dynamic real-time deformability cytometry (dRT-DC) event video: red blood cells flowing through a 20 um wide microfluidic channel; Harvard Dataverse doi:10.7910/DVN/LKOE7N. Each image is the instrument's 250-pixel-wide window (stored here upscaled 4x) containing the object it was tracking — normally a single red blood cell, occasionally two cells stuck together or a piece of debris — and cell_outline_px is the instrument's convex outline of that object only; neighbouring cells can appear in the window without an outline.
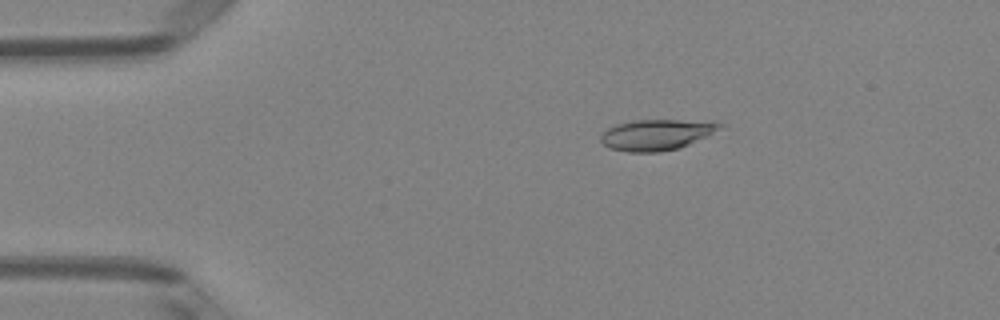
{"species": "Egyptian fruit bat (a non-hibernating species)", "species_latin": "Rousettus aegyptiacus", "temperature_condition": "room temperature", "stored_images_in_passage": 45, "camera_frame_rate_fps": 3000, "um_per_image_px": 0.085, "animal": {"sex": "female"}, "frame": {"image": 1, "passage_image": 4, "time_ms": 1.0, "image_size_px": [1000, 320], "cell_outline_px": [[724, 124], [720, 128], [680, 148], [660, 152], [628, 152], [608, 148], [600, 140], [600, 136], [608, 128], [616, 124], [636, 120], [716, 120]], "centroid_in_image_um": [55.8, 11.44], "position_along_channel_um": 29.2, "area_um2": 21.39}}
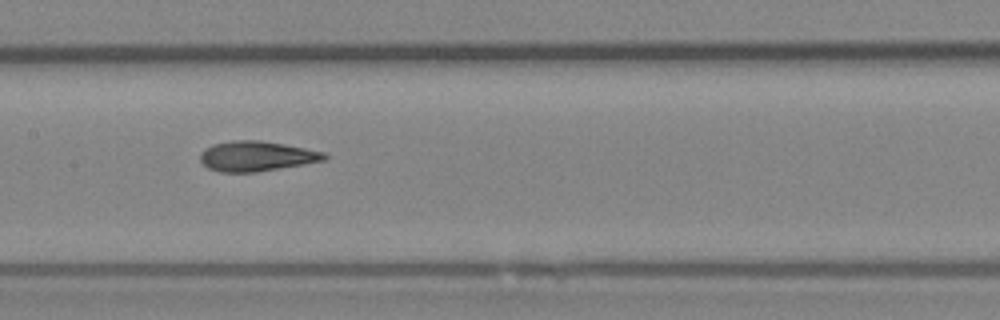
{"frame": {"image": 2, "passage_image": 20, "time_ms": 6.333, "image_size_px": [1000, 320], "cell_outline_px": [[328, 156], [324, 160], [304, 164], [256, 172], [220, 172], [208, 168], [200, 160], [200, 152], [204, 148], [212, 144], [232, 140], [260, 140], [284, 144], [324, 152]], "centroid_in_image_um": [21.76, 13.27], "position_along_channel_um": 185.6, "area_um2": 21.73}}
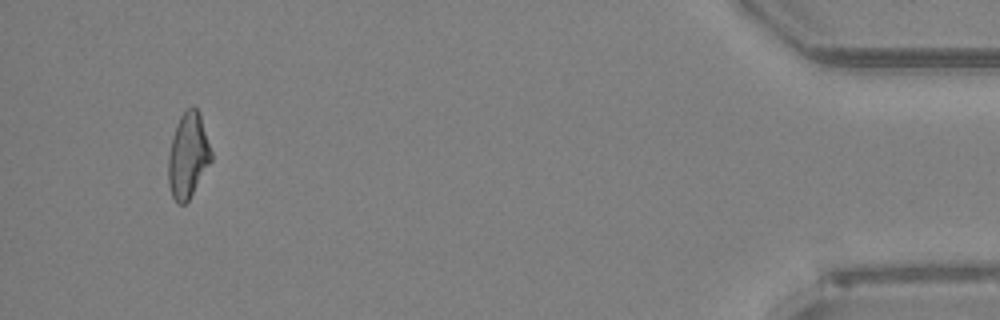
{"frame": {"image": 3, "passage_image": 43, "time_ms": 14.0, "image_size_px": [1000, 320], "cell_outline_px": [[212, 160], [188, 200], [184, 204], [176, 204], [172, 196], [168, 184], [168, 156], [172, 136], [176, 124], [180, 116], [188, 108], [196, 108], [200, 112], [212, 152]], "centroid_in_image_um": [15.97, 13.22], "position_along_channel_um": 419.2, "area_um2": 21.33}, "authors_computed_cell_mechanics": {"area_um2": 21.5016, "velocity_mm_per_s": 4.0085, "shape_relaxation_time_tau1_ms": 7.0888, "shape_relaxation_time_tau2_ms": 2.4097, "deformation_change_tau1": 0.1934, "deformation_change_tau2": 0.0937}}